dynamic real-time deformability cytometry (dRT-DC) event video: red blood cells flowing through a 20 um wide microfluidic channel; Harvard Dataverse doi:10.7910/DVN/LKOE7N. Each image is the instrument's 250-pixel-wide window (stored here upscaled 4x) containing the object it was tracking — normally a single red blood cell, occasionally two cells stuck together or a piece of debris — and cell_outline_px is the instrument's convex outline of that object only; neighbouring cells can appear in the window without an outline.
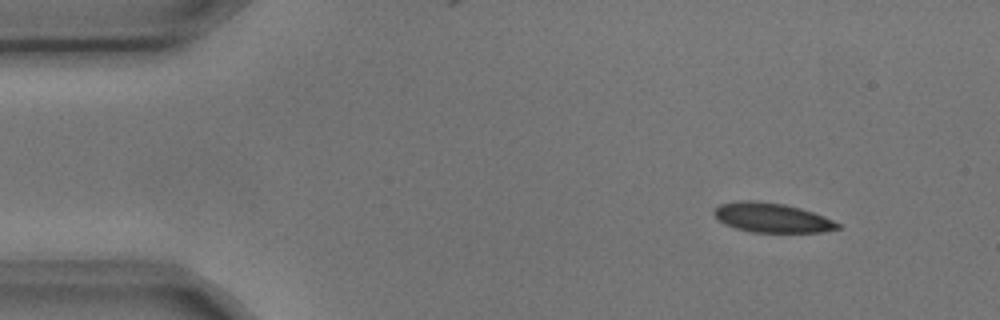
{"species": "common noctule bat (a hibernating species)", "species_latin": "Nyctalus noctula", "temperature_condition": "cold", "stored_images_in_passage": 10, "camera_frame_rate_fps": 3000, "um_per_image_px": 0.085, "animal": {"sex": "male", "body_mass_g": 17.9, "forearm_length_mm": 54.2}, "frame": {"image": 1, "passage_image": 1, "time_ms": 0.0, "image_size_px": [1000, 320], "cell_outline_px": [[840, 228], [820, 232], [752, 232], [736, 228], [724, 224], [712, 212], [720, 204], [736, 200], [756, 200], [784, 204], [800, 208], [824, 216], [840, 224]], "centroid_in_image_um": [65.59, 18.49], "position_along_channel_um": 19.4, "area_um2": 21.15}}
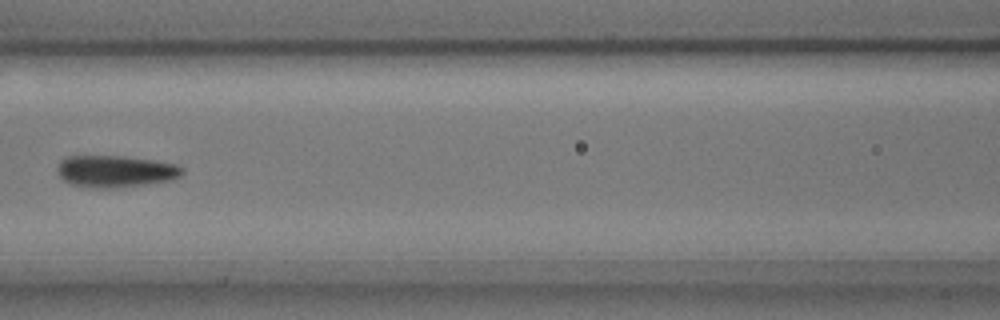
{"frame": {"image": 2, "passage_image": 6, "time_ms": 1.667, "image_size_px": [1000, 320], "cell_outline_px": [[184, 172], [180, 176], [168, 180], [112, 188], [88, 188], [68, 184], [60, 176], [56, 168], [60, 160], [68, 156], [124, 156], [180, 164], [184, 168]], "centroid_in_image_um": [9.78, 14.55], "position_along_channel_um": 156.8, "area_um2": 23.24}}
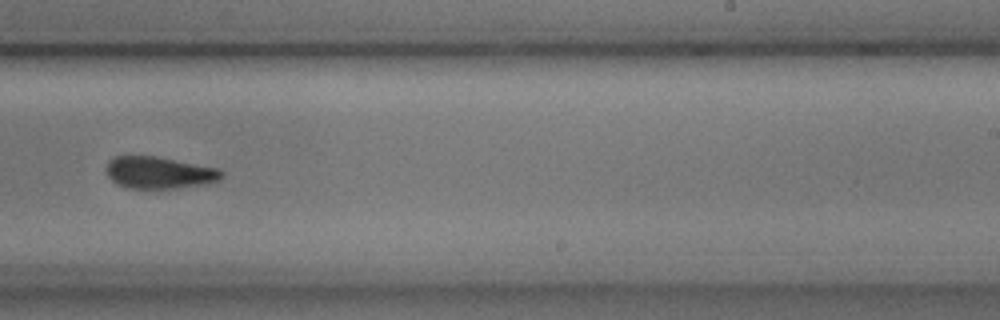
{"frame": {"image": 3, "passage_image": 9, "time_ms": 2.667, "image_size_px": [1000, 320], "cell_outline_px": [[224, 176], [220, 180], [208, 184], [176, 188], [128, 188], [116, 184], [108, 176], [104, 168], [108, 160], [112, 156], [156, 156], [220, 168], [224, 172]], "centroid_in_image_um": [13.54, 14.67], "position_along_channel_um": 275.5, "area_um2": 21.91}}